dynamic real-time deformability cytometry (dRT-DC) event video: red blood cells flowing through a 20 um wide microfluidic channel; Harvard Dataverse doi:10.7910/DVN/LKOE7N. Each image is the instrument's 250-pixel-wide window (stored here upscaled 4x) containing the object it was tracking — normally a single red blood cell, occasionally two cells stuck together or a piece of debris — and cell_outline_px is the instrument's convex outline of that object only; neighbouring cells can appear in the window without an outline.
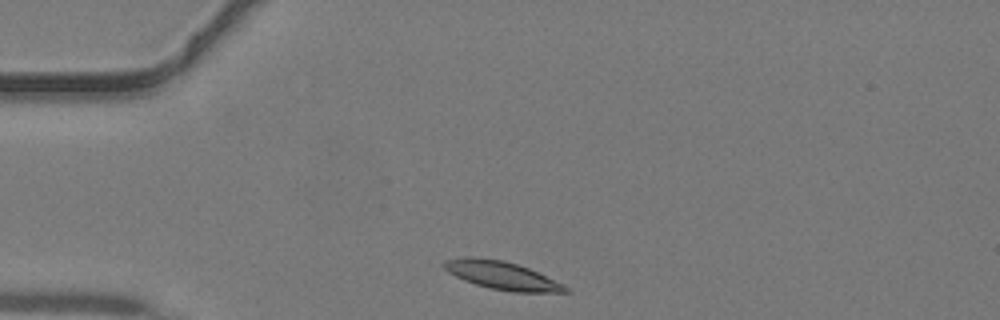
{"species": "common noctule bat (a hibernating species)", "species_latin": "Nyctalus noctula", "temperature_condition": "warm", "stored_images_in_passage": 32, "camera_frame_rate_fps": 3000, "um_per_image_px": 0.085, "animal": {"sex": "male", "body_mass_g": 19.2, "forearm_length_mm": 51.8}, "frame": {"image": 1, "passage_image": 1, "time_ms": 0.0, "image_size_px": [1000, 320], "cell_outline_px": [[572, 292], [512, 292], [488, 288], [464, 280], [448, 272], [440, 264], [444, 260], [464, 256], [472, 256], [504, 260], [528, 268], [564, 284]], "centroid_in_image_um": [42.62, 23.4], "position_along_channel_um": 42.4, "area_um2": 20.0}}
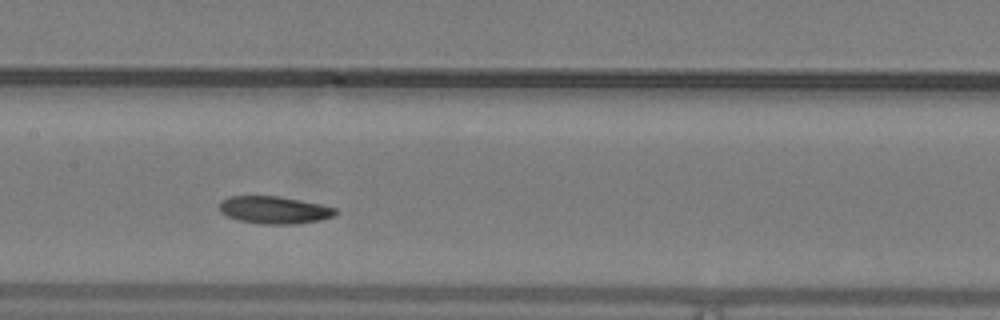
{"frame": {"image": 2, "passage_image": 12, "time_ms": 3.667, "image_size_px": [1000, 320], "cell_outline_px": [[336, 212], [332, 216], [320, 220], [296, 224], [260, 224], [240, 220], [228, 216], [220, 212], [220, 200], [228, 196], [276, 196], [300, 200], [320, 204], [336, 208]], "centroid_in_image_um": [23.28, 17.84], "position_along_channel_um": 184.1, "area_um2": 18.44}}
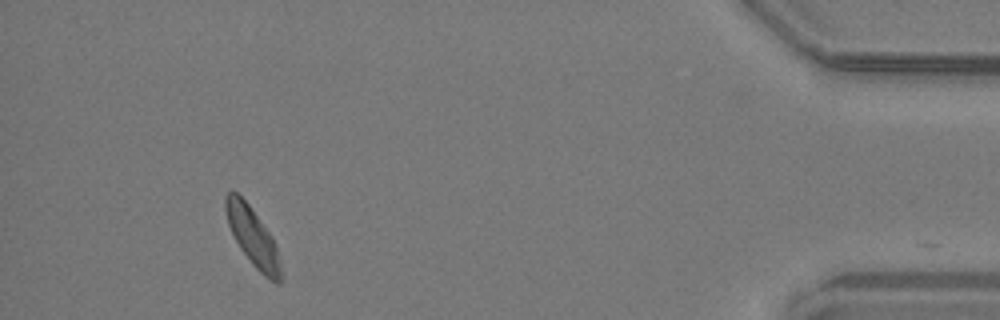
{"frame": {"image": 3, "passage_image": 31, "time_ms": 10.0, "image_size_px": [1000, 320], "cell_outline_px": [[280, 284], [276, 284], [264, 276], [252, 264], [240, 248], [228, 224], [224, 208], [224, 196], [228, 192], [236, 192], [248, 204], [272, 236], [276, 244], [280, 268]], "centroid_in_image_um": [21.46, 20.12], "position_along_channel_um": 413.7, "area_um2": 18.44}}